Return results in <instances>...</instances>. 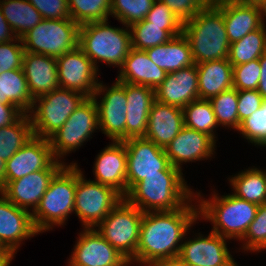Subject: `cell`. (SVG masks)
I'll list each match as a JSON object with an SVG mask.
<instances>
[{
	"label": "cell",
	"mask_w": 266,
	"mask_h": 266,
	"mask_svg": "<svg viewBox=\"0 0 266 266\" xmlns=\"http://www.w3.org/2000/svg\"><path fill=\"white\" fill-rule=\"evenodd\" d=\"M55 160L49 139L34 136L6 161V185L32 172L47 169Z\"/></svg>",
	"instance_id": "d6986e66"
},
{
	"label": "cell",
	"mask_w": 266,
	"mask_h": 266,
	"mask_svg": "<svg viewBox=\"0 0 266 266\" xmlns=\"http://www.w3.org/2000/svg\"><path fill=\"white\" fill-rule=\"evenodd\" d=\"M155 0H111V12L124 26L144 20Z\"/></svg>",
	"instance_id": "f35d334b"
},
{
	"label": "cell",
	"mask_w": 266,
	"mask_h": 266,
	"mask_svg": "<svg viewBox=\"0 0 266 266\" xmlns=\"http://www.w3.org/2000/svg\"><path fill=\"white\" fill-rule=\"evenodd\" d=\"M0 8L14 34L20 39L43 19L27 0H0Z\"/></svg>",
	"instance_id": "4dcf8cb0"
},
{
	"label": "cell",
	"mask_w": 266,
	"mask_h": 266,
	"mask_svg": "<svg viewBox=\"0 0 266 266\" xmlns=\"http://www.w3.org/2000/svg\"><path fill=\"white\" fill-rule=\"evenodd\" d=\"M124 197L114 188L94 180H86L77 165L74 213L84 229H93Z\"/></svg>",
	"instance_id": "30bf717a"
},
{
	"label": "cell",
	"mask_w": 266,
	"mask_h": 266,
	"mask_svg": "<svg viewBox=\"0 0 266 266\" xmlns=\"http://www.w3.org/2000/svg\"><path fill=\"white\" fill-rule=\"evenodd\" d=\"M86 98L78 91L61 87L35 98L28 114L34 136L49 139Z\"/></svg>",
	"instance_id": "52a82bcc"
},
{
	"label": "cell",
	"mask_w": 266,
	"mask_h": 266,
	"mask_svg": "<svg viewBox=\"0 0 266 266\" xmlns=\"http://www.w3.org/2000/svg\"><path fill=\"white\" fill-rule=\"evenodd\" d=\"M258 5H259V9H260V16H261L262 26L266 27L265 24H264V22H265L264 18L266 17V0H262Z\"/></svg>",
	"instance_id": "11a10c76"
},
{
	"label": "cell",
	"mask_w": 266,
	"mask_h": 266,
	"mask_svg": "<svg viewBox=\"0 0 266 266\" xmlns=\"http://www.w3.org/2000/svg\"><path fill=\"white\" fill-rule=\"evenodd\" d=\"M126 139L146 135L148 116L156 101L155 91L148 86L126 83Z\"/></svg>",
	"instance_id": "d4e9b609"
},
{
	"label": "cell",
	"mask_w": 266,
	"mask_h": 266,
	"mask_svg": "<svg viewBox=\"0 0 266 266\" xmlns=\"http://www.w3.org/2000/svg\"><path fill=\"white\" fill-rule=\"evenodd\" d=\"M97 155L93 172L95 180L127 194V154L124 141H112Z\"/></svg>",
	"instance_id": "7402d4cb"
},
{
	"label": "cell",
	"mask_w": 266,
	"mask_h": 266,
	"mask_svg": "<svg viewBox=\"0 0 266 266\" xmlns=\"http://www.w3.org/2000/svg\"><path fill=\"white\" fill-rule=\"evenodd\" d=\"M237 131L248 142L257 146L266 147V100L262 102L258 110L240 123Z\"/></svg>",
	"instance_id": "ab89813d"
},
{
	"label": "cell",
	"mask_w": 266,
	"mask_h": 266,
	"mask_svg": "<svg viewBox=\"0 0 266 266\" xmlns=\"http://www.w3.org/2000/svg\"><path fill=\"white\" fill-rule=\"evenodd\" d=\"M261 74L259 59L233 66V88L257 90Z\"/></svg>",
	"instance_id": "b9f144b4"
},
{
	"label": "cell",
	"mask_w": 266,
	"mask_h": 266,
	"mask_svg": "<svg viewBox=\"0 0 266 266\" xmlns=\"http://www.w3.org/2000/svg\"><path fill=\"white\" fill-rule=\"evenodd\" d=\"M129 29L131 47L144 51L169 42L173 37L179 36L183 32V30H163V26L151 25V22L145 19L131 24Z\"/></svg>",
	"instance_id": "e575fe53"
},
{
	"label": "cell",
	"mask_w": 266,
	"mask_h": 266,
	"mask_svg": "<svg viewBox=\"0 0 266 266\" xmlns=\"http://www.w3.org/2000/svg\"><path fill=\"white\" fill-rule=\"evenodd\" d=\"M77 184V163L65 165L51 180L41 201L32 213V219L39 233L65 223L74 212ZM54 225V226H53Z\"/></svg>",
	"instance_id": "5b68a950"
},
{
	"label": "cell",
	"mask_w": 266,
	"mask_h": 266,
	"mask_svg": "<svg viewBox=\"0 0 266 266\" xmlns=\"http://www.w3.org/2000/svg\"><path fill=\"white\" fill-rule=\"evenodd\" d=\"M106 91V92H105ZM104 95H103V93ZM102 94L103 97L100 95ZM102 98L101 102L98 97ZM98 108L99 129L112 141L126 140V83L116 82L109 88L99 82L92 96Z\"/></svg>",
	"instance_id": "4fadbf2b"
},
{
	"label": "cell",
	"mask_w": 266,
	"mask_h": 266,
	"mask_svg": "<svg viewBox=\"0 0 266 266\" xmlns=\"http://www.w3.org/2000/svg\"><path fill=\"white\" fill-rule=\"evenodd\" d=\"M149 59L166 73L192 66L191 47L182 33L169 42L145 50Z\"/></svg>",
	"instance_id": "f1b7e54d"
},
{
	"label": "cell",
	"mask_w": 266,
	"mask_h": 266,
	"mask_svg": "<svg viewBox=\"0 0 266 266\" xmlns=\"http://www.w3.org/2000/svg\"><path fill=\"white\" fill-rule=\"evenodd\" d=\"M33 137L30 117L23 113L13 124L0 128V158L8 161Z\"/></svg>",
	"instance_id": "d6a6232c"
},
{
	"label": "cell",
	"mask_w": 266,
	"mask_h": 266,
	"mask_svg": "<svg viewBox=\"0 0 266 266\" xmlns=\"http://www.w3.org/2000/svg\"><path fill=\"white\" fill-rule=\"evenodd\" d=\"M70 18L79 26L108 20L111 0H68Z\"/></svg>",
	"instance_id": "8d00e7d4"
},
{
	"label": "cell",
	"mask_w": 266,
	"mask_h": 266,
	"mask_svg": "<svg viewBox=\"0 0 266 266\" xmlns=\"http://www.w3.org/2000/svg\"><path fill=\"white\" fill-rule=\"evenodd\" d=\"M218 125L239 129L238 90L231 88L209 99Z\"/></svg>",
	"instance_id": "74e56055"
},
{
	"label": "cell",
	"mask_w": 266,
	"mask_h": 266,
	"mask_svg": "<svg viewBox=\"0 0 266 266\" xmlns=\"http://www.w3.org/2000/svg\"><path fill=\"white\" fill-rule=\"evenodd\" d=\"M261 74L257 91L261 94L262 98L266 100V52L259 59Z\"/></svg>",
	"instance_id": "f907efd6"
},
{
	"label": "cell",
	"mask_w": 266,
	"mask_h": 266,
	"mask_svg": "<svg viewBox=\"0 0 266 266\" xmlns=\"http://www.w3.org/2000/svg\"><path fill=\"white\" fill-rule=\"evenodd\" d=\"M266 52V29L261 26L245 37L230 44L228 61L232 66L247 63L260 57Z\"/></svg>",
	"instance_id": "836d02e7"
},
{
	"label": "cell",
	"mask_w": 266,
	"mask_h": 266,
	"mask_svg": "<svg viewBox=\"0 0 266 266\" xmlns=\"http://www.w3.org/2000/svg\"><path fill=\"white\" fill-rule=\"evenodd\" d=\"M199 99L209 100L223 91L233 88V66L228 59L196 64Z\"/></svg>",
	"instance_id": "83f0119b"
},
{
	"label": "cell",
	"mask_w": 266,
	"mask_h": 266,
	"mask_svg": "<svg viewBox=\"0 0 266 266\" xmlns=\"http://www.w3.org/2000/svg\"><path fill=\"white\" fill-rule=\"evenodd\" d=\"M183 23L205 7L203 0H161Z\"/></svg>",
	"instance_id": "7dc6e473"
},
{
	"label": "cell",
	"mask_w": 266,
	"mask_h": 266,
	"mask_svg": "<svg viewBox=\"0 0 266 266\" xmlns=\"http://www.w3.org/2000/svg\"><path fill=\"white\" fill-rule=\"evenodd\" d=\"M149 266H185V265L177 257L171 259H160L151 263Z\"/></svg>",
	"instance_id": "816d5d0a"
},
{
	"label": "cell",
	"mask_w": 266,
	"mask_h": 266,
	"mask_svg": "<svg viewBox=\"0 0 266 266\" xmlns=\"http://www.w3.org/2000/svg\"><path fill=\"white\" fill-rule=\"evenodd\" d=\"M192 201H194L193 198L186 205L173 211L143 214L136 250L138 265L149 266L157 260L179 256L186 232L197 219L199 220L198 205L196 203L192 205Z\"/></svg>",
	"instance_id": "6da1fadb"
},
{
	"label": "cell",
	"mask_w": 266,
	"mask_h": 266,
	"mask_svg": "<svg viewBox=\"0 0 266 266\" xmlns=\"http://www.w3.org/2000/svg\"><path fill=\"white\" fill-rule=\"evenodd\" d=\"M79 27L71 18L42 19L21 38L23 48L57 58L78 46Z\"/></svg>",
	"instance_id": "9c48e42d"
},
{
	"label": "cell",
	"mask_w": 266,
	"mask_h": 266,
	"mask_svg": "<svg viewBox=\"0 0 266 266\" xmlns=\"http://www.w3.org/2000/svg\"><path fill=\"white\" fill-rule=\"evenodd\" d=\"M82 232V233H81ZM74 246L69 266H129L130 261L96 230L83 229Z\"/></svg>",
	"instance_id": "9a60e30c"
},
{
	"label": "cell",
	"mask_w": 266,
	"mask_h": 266,
	"mask_svg": "<svg viewBox=\"0 0 266 266\" xmlns=\"http://www.w3.org/2000/svg\"><path fill=\"white\" fill-rule=\"evenodd\" d=\"M124 144L127 154V192L146 176L160 174L163 170H180L171 165L164 148L144 137L126 139Z\"/></svg>",
	"instance_id": "7c38bea8"
},
{
	"label": "cell",
	"mask_w": 266,
	"mask_h": 266,
	"mask_svg": "<svg viewBox=\"0 0 266 266\" xmlns=\"http://www.w3.org/2000/svg\"><path fill=\"white\" fill-rule=\"evenodd\" d=\"M24 52L20 38L0 43V73L22 68Z\"/></svg>",
	"instance_id": "ee69618b"
},
{
	"label": "cell",
	"mask_w": 266,
	"mask_h": 266,
	"mask_svg": "<svg viewBox=\"0 0 266 266\" xmlns=\"http://www.w3.org/2000/svg\"><path fill=\"white\" fill-rule=\"evenodd\" d=\"M212 197L203 200L200 192L195 195V200H198V218L212 222V232L223 238H238L241 241L254 220L259 205L241 199L233 193L221 197L214 191Z\"/></svg>",
	"instance_id": "277c9868"
},
{
	"label": "cell",
	"mask_w": 266,
	"mask_h": 266,
	"mask_svg": "<svg viewBox=\"0 0 266 266\" xmlns=\"http://www.w3.org/2000/svg\"><path fill=\"white\" fill-rule=\"evenodd\" d=\"M197 66L167 73L162 83L154 90L156 101L183 109L199 99Z\"/></svg>",
	"instance_id": "44dd1931"
},
{
	"label": "cell",
	"mask_w": 266,
	"mask_h": 266,
	"mask_svg": "<svg viewBox=\"0 0 266 266\" xmlns=\"http://www.w3.org/2000/svg\"><path fill=\"white\" fill-rule=\"evenodd\" d=\"M16 38V35L14 34L12 28L9 26L0 8V43H7Z\"/></svg>",
	"instance_id": "681fc988"
},
{
	"label": "cell",
	"mask_w": 266,
	"mask_h": 266,
	"mask_svg": "<svg viewBox=\"0 0 266 266\" xmlns=\"http://www.w3.org/2000/svg\"><path fill=\"white\" fill-rule=\"evenodd\" d=\"M184 126L181 108L155 101L150 109L145 139L166 148Z\"/></svg>",
	"instance_id": "603a6c76"
},
{
	"label": "cell",
	"mask_w": 266,
	"mask_h": 266,
	"mask_svg": "<svg viewBox=\"0 0 266 266\" xmlns=\"http://www.w3.org/2000/svg\"><path fill=\"white\" fill-rule=\"evenodd\" d=\"M6 162L0 158V195L3 194L6 186Z\"/></svg>",
	"instance_id": "db71d44e"
},
{
	"label": "cell",
	"mask_w": 266,
	"mask_h": 266,
	"mask_svg": "<svg viewBox=\"0 0 266 266\" xmlns=\"http://www.w3.org/2000/svg\"><path fill=\"white\" fill-rule=\"evenodd\" d=\"M234 195L256 205L266 203V173L258 168H249L229 178Z\"/></svg>",
	"instance_id": "1f68e13d"
},
{
	"label": "cell",
	"mask_w": 266,
	"mask_h": 266,
	"mask_svg": "<svg viewBox=\"0 0 266 266\" xmlns=\"http://www.w3.org/2000/svg\"><path fill=\"white\" fill-rule=\"evenodd\" d=\"M97 129L98 108L93 97H87L49 138L54 158L61 161V157L79 149L88 138H92V133Z\"/></svg>",
	"instance_id": "8fae6325"
},
{
	"label": "cell",
	"mask_w": 266,
	"mask_h": 266,
	"mask_svg": "<svg viewBox=\"0 0 266 266\" xmlns=\"http://www.w3.org/2000/svg\"><path fill=\"white\" fill-rule=\"evenodd\" d=\"M264 99L257 90L238 91V117L240 123L261 107Z\"/></svg>",
	"instance_id": "bcb514c9"
},
{
	"label": "cell",
	"mask_w": 266,
	"mask_h": 266,
	"mask_svg": "<svg viewBox=\"0 0 266 266\" xmlns=\"http://www.w3.org/2000/svg\"><path fill=\"white\" fill-rule=\"evenodd\" d=\"M0 255L1 256H13L0 242Z\"/></svg>",
	"instance_id": "6f0895ef"
},
{
	"label": "cell",
	"mask_w": 266,
	"mask_h": 266,
	"mask_svg": "<svg viewBox=\"0 0 266 266\" xmlns=\"http://www.w3.org/2000/svg\"><path fill=\"white\" fill-rule=\"evenodd\" d=\"M14 256H1L0 255V266H9Z\"/></svg>",
	"instance_id": "9f6ffc18"
},
{
	"label": "cell",
	"mask_w": 266,
	"mask_h": 266,
	"mask_svg": "<svg viewBox=\"0 0 266 266\" xmlns=\"http://www.w3.org/2000/svg\"><path fill=\"white\" fill-rule=\"evenodd\" d=\"M184 125L209 135L215 142V130L219 125L213 112L211 102L207 99H197L183 109Z\"/></svg>",
	"instance_id": "d590c367"
},
{
	"label": "cell",
	"mask_w": 266,
	"mask_h": 266,
	"mask_svg": "<svg viewBox=\"0 0 266 266\" xmlns=\"http://www.w3.org/2000/svg\"><path fill=\"white\" fill-rule=\"evenodd\" d=\"M220 8L230 44L262 26L258 4L242 2L223 5Z\"/></svg>",
	"instance_id": "4316f807"
},
{
	"label": "cell",
	"mask_w": 266,
	"mask_h": 266,
	"mask_svg": "<svg viewBox=\"0 0 266 266\" xmlns=\"http://www.w3.org/2000/svg\"><path fill=\"white\" fill-rule=\"evenodd\" d=\"M145 20L151 25L163 26V30H183V22L161 0H155Z\"/></svg>",
	"instance_id": "7bdbcfd3"
},
{
	"label": "cell",
	"mask_w": 266,
	"mask_h": 266,
	"mask_svg": "<svg viewBox=\"0 0 266 266\" xmlns=\"http://www.w3.org/2000/svg\"><path fill=\"white\" fill-rule=\"evenodd\" d=\"M23 68L0 73V102L14 104L28 114L33 106Z\"/></svg>",
	"instance_id": "f546056e"
},
{
	"label": "cell",
	"mask_w": 266,
	"mask_h": 266,
	"mask_svg": "<svg viewBox=\"0 0 266 266\" xmlns=\"http://www.w3.org/2000/svg\"><path fill=\"white\" fill-rule=\"evenodd\" d=\"M43 19L70 18L68 0H27Z\"/></svg>",
	"instance_id": "f6af8a7d"
},
{
	"label": "cell",
	"mask_w": 266,
	"mask_h": 266,
	"mask_svg": "<svg viewBox=\"0 0 266 266\" xmlns=\"http://www.w3.org/2000/svg\"><path fill=\"white\" fill-rule=\"evenodd\" d=\"M198 235L182 242L178 258L184 265L233 266L236 263L226 238L212 231L205 237L200 233Z\"/></svg>",
	"instance_id": "e0dca14e"
},
{
	"label": "cell",
	"mask_w": 266,
	"mask_h": 266,
	"mask_svg": "<svg viewBox=\"0 0 266 266\" xmlns=\"http://www.w3.org/2000/svg\"><path fill=\"white\" fill-rule=\"evenodd\" d=\"M65 165L64 161L55 160L47 169L38 170L23 178L12 180L5 186L3 195L19 208L28 211L32 209L33 213L51 180Z\"/></svg>",
	"instance_id": "2e32d148"
},
{
	"label": "cell",
	"mask_w": 266,
	"mask_h": 266,
	"mask_svg": "<svg viewBox=\"0 0 266 266\" xmlns=\"http://www.w3.org/2000/svg\"><path fill=\"white\" fill-rule=\"evenodd\" d=\"M262 0H243L244 3L259 4Z\"/></svg>",
	"instance_id": "680465c9"
},
{
	"label": "cell",
	"mask_w": 266,
	"mask_h": 266,
	"mask_svg": "<svg viewBox=\"0 0 266 266\" xmlns=\"http://www.w3.org/2000/svg\"><path fill=\"white\" fill-rule=\"evenodd\" d=\"M22 68L33 99L59 87L56 58L25 51Z\"/></svg>",
	"instance_id": "cb8c5ba5"
},
{
	"label": "cell",
	"mask_w": 266,
	"mask_h": 266,
	"mask_svg": "<svg viewBox=\"0 0 266 266\" xmlns=\"http://www.w3.org/2000/svg\"><path fill=\"white\" fill-rule=\"evenodd\" d=\"M59 87L92 97L99 85L97 68L77 46L56 58Z\"/></svg>",
	"instance_id": "5bb4252c"
},
{
	"label": "cell",
	"mask_w": 266,
	"mask_h": 266,
	"mask_svg": "<svg viewBox=\"0 0 266 266\" xmlns=\"http://www.w3.org/2000/svg\"><path fill=\"white\" fill-rule=\"evenodd\" d=\"M143 214L136 206L123 199L95 229L133 265L136 263V250Z\"/></svg>",
	"instance_id": "ba28073f"
},
{
	"label": "cell",
	"mask_w": 266,
	"mask_h": 266,
	"mask_svg": "<svg viewBox=\"0 0 266 266\" xmlns=\"http://www.w3.org/2000/svg\"><path fill=\"white\" fill-rule=\"evenodd\" d=\"M191 190L182 170H163L136 183L124 199L143 213L173 211L195 198Z\"/></svg>",
	"instance_id": "7a4b0ae2"
},
{
	"label": "cell",
	"mask_w": 266,
	"mask_h": 266,
	"mask_svg": "<svg viewBox=\"0 0 266 266\" xmlns=\"http://www.w3.org/2000/svg\"><path fill=\"white\" fill-rule=\"evenodd\" d=\"M195 64L228 59L230 42L220 7H204L183 23Z\"/></svg>",
	"instance_id": "3957f363"
},
{
	"label": "cell",
	"mask_w": 266,
	"mask_h": 266,
	"mask_svg": "<svg viewBox=\"0 0 266 266\" xmlns=\"http://www.w3.org/2000/svg\"><path fill=\"white\" fill-rule=\"evenodd\" d=\"M166 74L149 59L146 51L131 48L116 80L148 86L155 90L165 79Z\"/></svg>",
	"instance_id": "484cf974"
},
{
	"label": "cell",
	"mask_w": 266,
	"mask_h": 266,
	"mask_svg": "<svg viewBox=\"0 0 266 266\" xmlns=\"http://www.w3.org/2000/svg\"><path fill=\"white\" fill-rule=\"evenodd\" d=\"M22 114L14 104L0 102V128L13 124Z\"/></svg>",
	"instance_id": "c3c4849f"
},
{
	"label": "cell",
	"mask_w": 266,
	"mask_h": 266,
	"mask_svg": "<svg viewBox=\"0 0 266 266\" xmlns=\"http://www.w3.org/2000/svg\"><path fill=\"white\" fill-rule=\"evenodd\" d=\"M243 0H206V7H221L227 4L242 3Z\"/></svg>",
	"instance_id": "f5cc1de1"
},
{
	"label": "cell",
	"mask_w": 266,
	"mask_h": 266,
	"mask_svg": "<svg viewBox=\"0 0 266 266\" xmlns=\"http://www.w3.org/2000/svg\"><path fill=\"white\" fill-rule=\"evenodd\" d=\"M40 234L32 212L19 208L3 194L0 196V242L14 256L23 240Z\"/></svg>",
	"instance_id": "ac0fdd59"
},
{
	"label": "cell",
	"mask_w": 266,
	"mask_h": 266,
	"mask_svg": "<svg viewBox=\"0 0 266 266\" xmlns=\"http://www.w3.org/2000/svg\"><path fill=\"white\" fill-rule=\"evenodd\" d=\"M124 27H112L108 24V20L86 23L79 27L78 46L97 70V60L107 63L108 66L115 65L122 68L132 48L129 26Z\"/></svg>",
	"instance_id": "8992f818"
},
{
	"label": "cell",
	"mask_w": 266,
	"mask_h": 266,
	"mask_svg": "<svg viewBox=\"0 0 266 266\" xmlns=\"http://www.w3.org/2000/svg\"><path fill=\"white\" fill-rule=\"evenodd\" d=\"M215 143L209 135L184 125L178 135L165 148V152L171 165L182 170L181 165L184 162L211 158L215 153Z\"/></svg>",
	"instance_id": "ffe728a7"
},
{
	"label": "cell",
	"mask_w": 266,
	"mask_h": 266,
	"mask_svg": "<svg viewBox=\"0 0 266 266\" xmlns=\"http://www.w3.org/2000/svg\"><path fill=\"white\" fill-rule=\"evenodd\" d=\"M244 241L243 250L261 252L266 250V203L258 206L256 215L241 240Z\"/></svg>",
	"instance_id": "60d3db41"
}]
</instances>
